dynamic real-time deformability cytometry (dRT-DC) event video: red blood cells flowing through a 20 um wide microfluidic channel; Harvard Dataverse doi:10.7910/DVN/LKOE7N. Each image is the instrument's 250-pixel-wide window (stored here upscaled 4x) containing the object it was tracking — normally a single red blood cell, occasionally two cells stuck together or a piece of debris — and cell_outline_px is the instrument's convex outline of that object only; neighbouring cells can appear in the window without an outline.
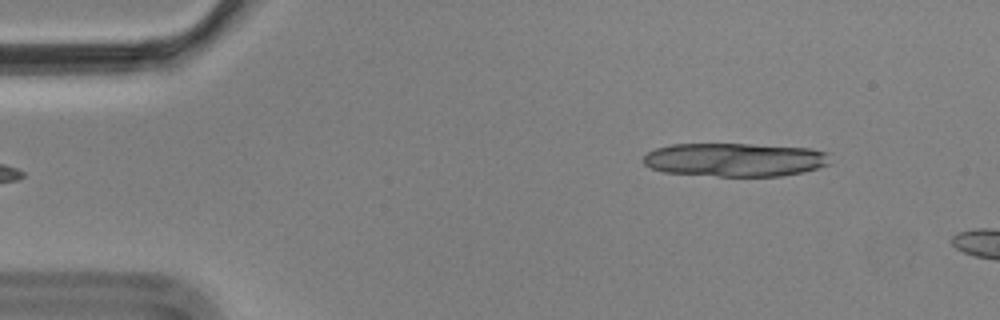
{"species": "Egyptian fruit bat (a non-hibernating species)", "species_latin": "Rousettus aegyptiacus", "temperature_condition": "cold", "stored_images_in_passage": 4, "segment_of_instrument_passage": [2, 2], "camera_frame_rate_fps": 3000, "um_per_image_px": 0.085, "animal": {"sex": "male"}, "frame": {"image": 1, "passage_image": 4, "time_ms": 1.0, "image_size_px": [1000, 320], "cell_outline_px": [[828, 164], [816, 168], [800, 172], [780, 176], [716, 176], [664, 172], [652, 168], [644, 164], [644, 156], [648, 152], [656, 148], [672, 144], [752, 144], [812, 148], [828, 152]], "centroid_in_image_um": [62.46, 13.57], "position_along_channel_um": 22.5, "area_um2": 36.41}}